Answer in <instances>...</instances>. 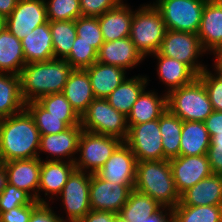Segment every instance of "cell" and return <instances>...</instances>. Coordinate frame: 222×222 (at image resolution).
Returning <instances> with one entry per match:
<instances>
[{"mask_svg":"<svg viewBox=\"0 0 222 222\" xmlns=\"http://www.w3.org/2000/svg\"><path fill=\"white\" fill-rule=\"evenodd\" d=\"M40 133L25 108L0 120V163L39 157Z\"/></svg>","mask_w":222,"mask_h":222,"instance_id":"6da1fadb","label":"cell"},{"mask_svg":"<svg viewBox=\"0 0 222 222\" xmlns=\"http://www.w3.org/2000/svg\"><path fill=\"white\" fill-rule=\"evenodd\" d=\"M73 68L65 59L28 63L19 74L21 95L25 103L40 97L62 93Z\"/></svg>","mask_w":222,"mask_h":222,"instance_id":"7a4b0ae2","label":"cell"},{"mask_svg":"<svg viewBox=\"0 0 222 222\" xmlns=\"http://www.w3.org/2000/svg\"><path fill=\"white\" fill-rule=\"evenodd\" d=\"M134 189L165 208L173 209L180 202L169 160L138 161Z\"/></svg>","mask_w":222,"mask_h":222,"instance_id":"3957f363","label":"cell"},{"mask_svg":"<svg viewBox=\"0 0 222 222\" xmlns=\"http://www.w3.org/2000/svg\"><path fill=\"white\" fill-rule=\"evenodd\" d=\"M166 31L162 15L153 3L134 11L129 38L144 58L159 51Z\"/></svg>","mask_w":222,"mask_h":222,"instance_id":"277c9868","label":"cell"},{"mask_svg":"<svg viewBox=\"0 0 222 222\" xmlns=\"http://www.w3.org/2000/svg\"><path fill=\"white\" fill-rule=\"evenodd\" d=\"M166 95L167 109L182 121L204 122L213 112L207 91L198 78Z\"/></svg>","mask_w":222,"mask_h":222,"instance_id":"5b68a950","label":"cell"},{"mask_svg":"<svg viewBox=\"0 0 222 222\" xmlns=\"http://www.w3.org/2000/svg\"><path fill=\"white\" fill-rule=\"evenodd\" d=\"M83 130L114 136L125 141L128 135L127 117L114 109L107 99L95 98L80 118Z\"/></svg>","mask_w":222,"mask_h":222,"instance_id":"8992f818","label":"cell"},{"mask_svg":"<svg viewBox=\"0 0 222 222\" xmlns=\"http://www.w3.org/2000/svg\"><path fill=\"white\" fill-rule=\"evenodd\" d=\"M123 142L114 136L83 130L77 150L80 155L74 161L75 169L95 174Z\"/></svg>","mask_w":222,"mask_h":222,"instance_id":"52a82bcc","label":"cell"},{"mask_svg":"<svg viewBox=\"0 0 222 222\" xmlns=\"http://www.w3.org/2000/svg\"><path fill=\"white\" fill-rule=\"evenodd\" d=\"M166 28L196 33L199 30L205 0H155Z\"/></svg>","mask_w":222,"mask_h":222,"instance_id":"ba28073f","label":"cell"},{"mask_svg":"<svg viewBox=\"0 0 222 222\" xmlns=\"http://www.w3.org/2000/svg\"><path fill=\"white\" fill-rule=\"evenodd\" d=\"M158 52L186 64L197 76L207 68L198 61L207 52L196 33L167 29Z\"/></svg>","mask_w":222,"mask_h":222,"instance_id":"9c48e42d","label":"cell"},{"mask_svg":"<svg viewBox=\"0 0 222 222\" xmlns=\"http://www.w3.org/2000/svg\"><path fill=\"white\" fill-rule=\"evenodd\" d=\"M128 135L124 143L137 161L164 160L159 119L142 124H127Z\"/></svg>","mask_w":222,"mask_h":222,"instance_id":"30bf717a","label":"cell"},{"mask_svg":"<svg viewBox=\"0 0 222 222\" xmlns=\"http://www.w3.org/2000/svg\"><path fill=\"white\" fill-rule=\"evenodd\" d=\"M91 174L74 170L68 177L58 198L65 209V222H79L90 210L89 188ZM60 196V197H59Z\"/></svg>","mask_w":222,"mask_h":222,"instance_id":"8fae6325","label":"cell"},{"mask_svg":"<svg viewBox=\"0 0 222 222\" xmlns=\"http://www.w3.org/2000/svg\"><path fill=\"white\" fill-rule=\"evenodd\" d=\"M48 21L45 0H18L6 18V28L20 41L37 26Z\"/></svg>","mask_w":222,"mask_h":222,"instance_id":"7c38bea8","label":"cell"},{"mask_svg":"<svg viewBox=\"0 0 222 222\" xmlns=\"http://www.w3.org/2000/svg\"><path fill=\"white\" fill-rule=\"evenodd\" d=\"M137 158L123 142L95 173L100 179L124 186H135Z\"/></svg>","mask_w":222,"mask_h":222,"instance_id":"4fadbf2b","label":"cell"},{"mask_svg":"<svg viewBox=\"0 0 222 222\" xmlns=\"http://www.w3.org/2000/svg\"><path fill=\"white\" fill-rule=\"evenodd\" d=\"M134 186L118 185L91 174L89 200L91 210L119 213Z\"/></svg>","mask_w":222,"mask_h":222,"instance_id":"5bb4252c","label":"cell"},{"mask_svg":"<svg viewBox=\"0 0 222 222\" xmlns=\"http://www.w3.org/2000/svg\"><path fill=\"white\" fill-rule=\"evenodd\" d=\"M169 163L179 195L213 174L206 154L197 156L179 155L170 159Z\"/></svg>","mask_w":222,"mask_h":222,"instance_id":"9a60e30c","label":"cell"},{"mask_svg":"<svg viewBox=\"0 0 222 222\" xmlns=\"http://www.w3.org/2000/svg\"><path fill=\"white\" fill-rule=\"evenodd\" d=\"M82 131L81 125H76L60 133L40 135L38 158L41 160L40 152H45L51 155L50 159H48L49 156L46 157V161H66L67 159V162L74 163Z\"/></svg>","mask_w":222,"mask_h":222,"instance_id":"2e32d148","label":"cell"},{"mask_svg":"<svg viewBox=\"0 0 222 222\" xmlns=\"http://www.w3.org/2000/svg\"><path fill=\"white\" fill-rule=\"evenodd\" d=\"M197 35L202 48L217 56L222 52V2L207 1Z\"/></svg>","mask_w":222,"mask_h":222,"instance_id":"e0dca14e","label":"cell"},{"mask_svg":"<svg viewBox=\"0 0 222 222\" xmlns=\"http://www.w3.org/2000/svg\"><path fill=\"white\" fill-rule=\"evenodd\" d=\"M2 164L7 174V183L26 191L38 202L41 160L39 158L20 159Z\"/></svg>","mask_w":222,"mask_h":222,"instance_id":"ac0fdd59","label":"cell"},{"mask_svg":"<svg viewBox=\"0 0 222 222\" xmlns=\"http://www.w3.org/2000/svg\"><path fill=\"white\" fill-rule=\"evenodd\" d=\"M74 170L75 165L72 162L46 161L41 159L38 202L47 203L46 198H42L39 194L41 191L45 193V197L48 196L49 200H53L55 196L57 198L67 183L68 177Z\"/></svg>","mask_w":222,"mask_h":222,"instance_id":"d6986e66","label":"cell"},{"mask_svg":"<svg viewBox=\"0 0 222 222\" xmlns=\"http://www.w3.org/2000/svg\"><path fill=\"white\" fill-rule=\"evenodd\" d=\"M145 58L128 37L104 42L98 51L97 61L115 65L125 70L138 66Z\"/></svg>","mask_w":222,"mask_h":222,"instance_id":"ffe728a7","label":"cell"},{"mask_svg":"<svg viewBox=\"0 0 222 222\" xmlns=\"http://www.w3.org/2000/svg\"><path fill=\"white\" fill-rule=\"evenodd\" d=\"M177 205H222V175L212 174L180 195Z\"/></svg>","mask_w":222,"mask_h":222,"instance_id":"44dd1931","label":"cell"},{"mask_svg":"<svg viewBox=\"0 0 222 222\" xmlns=\"http://www.w3.org/2000/svg\"><path fill=\"white\" fill-rule=\"evenodd\" d=\"M62 93L80 118L95 99L90 78L84 69H73Z\"/></svg>","mask_w":222,"mask_h":222,"instance_id":"7402d4cb","label":"cell"},{"mask_svg":"<svg viewBox=\"0 0 222 222\" xmlns=\"http://www.w3.org/2000/svg\"><path fill=\"white\" fill-rule=\"evenodd\" d=\"M84 70L90 78L95 98L103 99H106L126 79L127 74L124 68L98 61Z\"/></svg>","mask_w":222,"mask_h":222,"instance_id":"603a6c76","label":"cell"},{"mask_svg":"<svg viewBox=\"0 0 222 222\" xmlns=\"http://www.w3.org/2000/svg\"><path fill=\"white\" fill-rule=\"evenodd\" d=\"M21 43L26 64L55 59L49 20L33 29Z\"/></svg>","mask_w":222,"mask_h":222,"instance_id":"cb8c5ba5","label":"cell"},{"mask_svg":"<svg viewBox=\"0 0 222 222\" xmlns=\"http://www.w3.org/2000/svg\"><path fill=\"white\" fill-rule=\"evenodd\" d=\"M134 11L122 2L117 7L98 16L104 42L126 38L130 35Z\"/></svg>","mask_w":222,"mask_h":222,"instance_id":"d4e9b609","label":"cell"},{"mask_svg":"<svg viewBox=\"0 0 222 222\" xmlns=\"http://www.w3.org/2000/svg\"><path fill=\"white\" fill-rule=\"evenodd\" d=\"M158 61L157 74L159 80L165 84L166 94L178 89L182 86L189 85L197 75L184 63L177 61L174 58L161 55L159 52L151 55Z\"/></svg>","mask_w":222,"mask_h":222,"instance_id":"484cf974","label":"cell"},{"mask_svg":"<svg viewBox=\"0 0 222 222\" xmlns=\"http://www.w3.org/2000/svg\"><path fill=\"white\" fill-rule=\"evenodd\" d=\"M154 91L144 90L133 104L130 114L127 116V124H142L159 119L167 110V95L158 96Z\"/></svg>","mask_w":222,"mask_h":222,"instance_id":"4316f807","label":"cell"},{"mask_svg":"<svg viewBox=\"0 0 222 222\" xmlns=\"http://www.w3.org/2000/svg\"><path fill=\"white\" fill-rule=\"evenodd\" d=\"M147 78L148 77L144 75L140 76L139 74L131 78L126 77L106 99L114 109L127 117L138 97L147 89L146 86L148 81H150Z\"/></svg>","mask_w":222,"mask_h":222,"instance_id":"83f0119b","label":"cell"},{"mask_svg":"<svg viewBox=\"0 0 222 222\" xmlns=\"http://www.w3.org/2000/svg\"><path fill=\"white\" fill-rule=\"evenodd\" d=\"M210 140L204 122L183 121L179 155L197 156L207 154Z\"/></svg>","mask_w":222,"mask_h":222,"instance_id":"f1b7e54d","label":"cell"},{"mask_svg":"<svg viewBox=\"0 0 222 222\" xmlns=\"http://www.w3.org/2000/svg\"><path fill=\"white\" fill-rule=\"evenodd\" d=\"M25 108L33 116L40 135L56 134L71 126L81 125L79 116L51 115L37 101L27 102Z\"/></svg>","mask_w":222,"mask_h":222,"instance_id":"f546056e","label":"cell"},{"mask_svg":"<svg viewBox=\"0 0 222 222\" xmlns=\"http://www.w3.org/2000/svg\"><path fill=\"white\" fill-rule=\"evenodd\" d=\"M25 65L21 41L5 28L0 32V73L19 75Z\"/></svg>","mask_w":222,"mask_h":222,"instance_id":"4dcf8cb0","label":"cell"},{"mask_svg":"<svg viewBox=\"0 0 222 222\" xmlns=\"http://www.w3.org/2000/svg\"><path fill=\"white\" fill-rule=\"evenodd\" d=\"M19 75L0 73V120L25 109Z\"/></svg>","mask_w":222,"mask_h":222,"instance_id":"1f68e13d","label":"cell"},{"mask_svg":"<svg viewBox=\"0 0 222 222\" xmlns=\"http://www.w3.org/2000/svg\"><path fill=\"white\" fill-rule=\"evenodd\" d=\"M162 208L149 195L132 189L119 214L127 222H142L149 216L158 213Z\"/></svg>","mask_w":222,"mask_h":222,"instance_id":"d6a6232c","label":"cell"},{"mask_svg":"<svg viewBox=\"0 0 222 222\" xmlns=\"http://www.w3.org/2000/svg\"><path fill=\"white\" fill-rule=\"evenodd\" d=\"M182 126L183 121L168 109L159 118L164 160H170L179 156Z\"/></svg>","mask_w":222,"mask_h":222,"instance_id":"836d02e7","label":"cell"},{"mask_svg":"<svg viewBox=\"0 0 222 222\" xmlns=\"http://www.w3.org/2000/svg\"><path fill=\"white\" fill-rule=\"evenodd\" d=\"M172 222H222V205H176Z\"/></svg>","mask_w":222,"mask_h":222,"instance_id":"e575fe53","label":"cell"},{"mask_svg":"<svg viewBox=\"0 0 222 222\" xmlns=\"http://www.w3.org/2000/svg\"><path fill=\"white\" fill-rule=\"evenodd\" d=\"M54 57L65 59L76 39L75 21H49Z\"/></svg>","mask_w":222,"mask_h":222,"instance_id":"d590c367","label":"cell"},{"mask_svg":"<svg viewBox=\"0 0 222 222\" xmlns=\"http://www.w3.org/2000/svg\"><path fill=\"white\" fill-rule=\"evenodd\" d=\"M213 71L203 70L197 78L203 83L213 111L222 112V68L214 62Z\"/></svg>","mask_w":222,"mask_h":222,"instance_id":"8d00e7d4","label":"cell"},{"mask_svg":"<svg viewBox=\"0 0 222 222\" xmlns=\"http://www.w3.org/2000/svg\"><path fill=\"white\" fill-rule=\"evenodd\" d=\"M49 21H75L81 16L80 0H45Z\"/></svg>","mask_w":222,"mask_h":222,"instance_id":"74e56055","label":"cell"},{"mask_svg":"<svg viewBox=\"0 0 222 222\" xmlns=\"http://www.w3.org/2000/svg\"><path fill=\"white\" fill-rule=\"evenodd\" d=\"M98 51L91 44L81 41L80 37L72 45L70 54L65 60L73 69H86L97 61Z\"/></svg>","mask_w":222,"mask_h":222,"instance_id":"f35d334b","label":"cell"},{"mask_svg":"<svg viewBox=\"0 0 222 222\" xmlns=\"http://www.w3.org/2000/svg\"><path fill=\"white\" fill-rule=\"evenodd\" d=\"M76 36L81 41L91 44L97 51L104 43L98 17L80 16L75 20Z\"/></svg>","mask_w":222,"mask_h":222,"instance_id":"ab89813d","label":"cell"},{"mask_svg":"<svg viewBox=\"0 0 222 222\" xmlns=\"http://www.w3.org/2000/svg\"><path fill=\"white\" fill-rule=\"evenodd\" d=\"M33 201L34 199L26 191L7 183L0 192V213L19 206L30 205Z\"/></svg>","mask_w":222,"mask_h":222,"instance_id":"60d3db41","label":"cell"},{"mask_svg":"<svg viewBox=\"0 0 222 222\" xmlns=\"http://www.w3.org/2000/svg\"><path fill=\"white\" fill-rule=\"evenodd\" d=\"M37 102L51 115L78 116L63 93L48 94L40 97Z\"/></svg>","mask_w":222,"mask_h":222,"instance_id":"b9f144b4","label":"cell"},{"mask_svg":"<svg viewBox=\"0 0 222 222\" xmlns=\"http://www.w3.org/2000/svg\"><path fill=\"white\" fill-rule=\"evenodd\" d=\"M122 2L123 0H80L81 16H101Z\"/></svg>","mask_w":222,"mask_h":222,"instance_id":"7bdbcfd3","label":"cell"},{"mask_svg":"<svg viewBox=\"0 0 222 222\" xmlns=\"http://www.w3.org/2000/svg\"><path fill=\"white\" fill-rule=\"evenodd\" d=\"M210 139L206 155L213 174L222 175V136L213 135Z\"/></svg>","mask_w":222,"mask_h":222,"instance_id":"ee69618b","label":"cell"},{"mask_svg":"<svg viewBox=\"0 0 222 222\" xmlns=\"http://www.w3.org/2000/svg\"><path fill=\"white\" fill-rule=\"evenodd\" d=\"M40 203L34 200L30 205L19 206L7 212L0 213L1 222H29L32 211Z\"/></svg>","mask_w":222,"mask_h":222,"instance_id":"f6af8a7d","label":"cell"},{"mask_svg":"<svg viewBox=\"0 0 222 222\" xmlns=\"http://www.w3.org/2000/svg\"><path fill=\"white\" fill-rule=\"evenodd\" d=\"M64 216L60 217L52 210L49 203H40L30 216L29 222H65Z\"/></svg>","mask_w":222,"mask_h":222,"instance_id":"bcb514c9","label":"cell"},{"mask_svg":"<svg viewBox=\"0 0 222 222\" xmlns=\"http://www.w3.org/2000/svg\"><path fill=\"white\" fill-rule=\"evenodd\" d=\"M205 127L210 135L222 136V112L213 111L204 121Z\"/></svg>","mask_w":222,"mask_h":222,"instance_id":"7dc6e473","label":"cell"},{"mask_svg":"<svg viewBox=\"0 0 222 222\" xmlns=\"http://www.w3.org/2000/svg\"><path fill=\"white\" fill-rule=\"evenodd\" d=\"M115 213L103 210H90L79 222H111Z\"/></svg>","mask_w":222,"mask_h":222,"instance_id":"c3c4849f","label":"cell"},{"mask_svg":"<svg viewBox=\"0 0 222 222\" xmlns=\"http://www.w3.org/2000/svg\"><path fill=\"white\" fill-rule=\"evenodd\" d=\"M142 222H172V209L163 207L158 213L149 216Z\"/></svg>","mask_w":222,"mask_h":222,"instance_id":"681fc988","label":"cell"},{"mask_svg":"<svg viewBox=\"0 0 222 222\" xmlns=\"http://www.w3.org/2000/svg\"><path fill=\"white\" fill-rule=\"evenodd\" d=\"M18 0H0V15L7 18L14 8Z\"/></svg>","mask_w":222,"mask_h":222,"instance_id":"f907efd6","label":"cell"},{"mask_svg":"<svg viewBox=\"0 0 222 222\" xmlns=\"http://www.w3.org/2000/svg\"><path fill=\"white\" fill-rule=\"evenodd\" d=\"M7 184V174L2 163H0V192Z\"/></svg>","mask_w":222,"mask_h":222,"instance_id":"816d5d0a","label":"cell"},{"mask_svg":"<svg viewBox=\"0 0 222 222\" xmlns=\"http://www.w3.org/2000/svg\"><path fill=\"white\" fill-rule=\"evenodd\" d=\"M111 222H127L125 219H123L119 213H115L112 217Z\"/></svg>","mask_w":222,"mask_h":222,"instance_id":"f5cc1de1","label":"cell"},{"mask_svg":"<svg viewBox=\"0 0 222 222\" xmlns=\"http://www.w3.org/2000/svg\"><path fill=\"white\" fill-rule=\"evenodd\" d=\"M6 28V18L0 15V32Z\"/></svg>","mask_w":222,"mask_h":222,"instance_id":"db71d44e","label":"cell"},{"mask_svg":"<svg viewBox=\"0 0 222 222\" xmlns=\"http://www.w3.org/2000/svg\"><path fill=\"white\" fill-rule=\"evenodd\" d=\"M214 60H215L214 62H215L216 64H218V65L222 68V52L219 53V54L215 57Z\"/></svg>","mask_w":222,"mask_h":222,"instance_id":"11a10c76","label":"cell"}]
</instances>
